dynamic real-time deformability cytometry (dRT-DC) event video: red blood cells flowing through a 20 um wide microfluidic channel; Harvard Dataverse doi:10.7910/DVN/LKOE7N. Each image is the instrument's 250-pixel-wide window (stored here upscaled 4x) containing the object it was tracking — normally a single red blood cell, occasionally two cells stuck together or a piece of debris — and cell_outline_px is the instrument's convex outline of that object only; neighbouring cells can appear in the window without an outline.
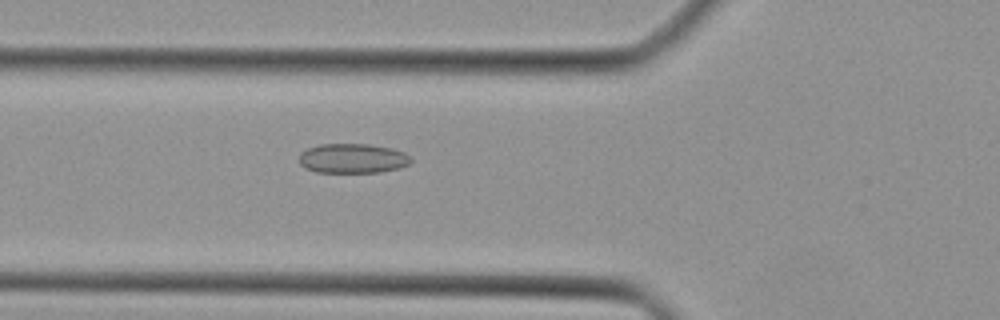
{"species": "Egyptian fruit bat (a non-hibernating species)", "species_latin": "Rousettus aegyptiacus", "temperature_condition": "cold", "stored_images_in_passage": 44, "camera_frame_rate_fps": 3000, "um_per_image_px": 0.085, "animal": {"sex": "female"}, "frame": {"image": 1, "passage_image": 16, "time_ms": 5.0, "image_size_px": [1000, 320], "cell_outline_px": [[412, 160], [408, 164], [400, 168], [376, 172], [316, 172], [304, 168], [300, 164], [300, 152], [308, 148], [320, 144], [368, 144], [392, 148], [404, 152]], "centroid_in_image_um": [29.95, 13.46], "position_along_channel_um": 95.8, "area_um2": 19.25}}
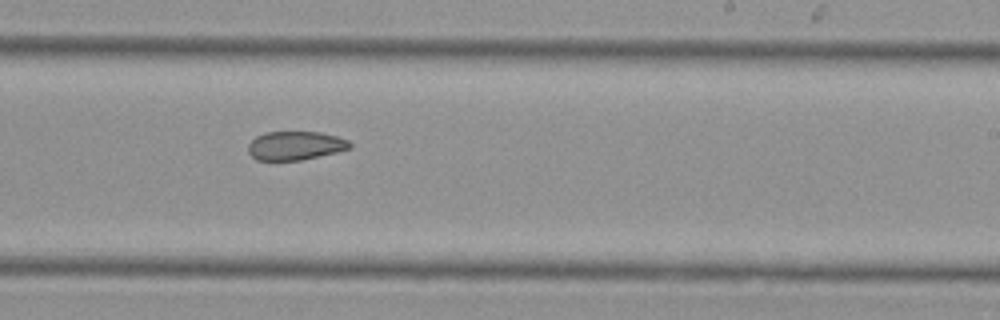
{"frame": {"image": 2, "passage_image": 27, "time_ms": 8.667, "image_size_px": [1000, 320], "cell_outline_px": [[352, 148], [336, 152], [300, 160], [256, 160], [248, 152], [248, 144], [256, 136], [264, 132], [320, 132], [336, 136], [348, 140], [352, 144]], "centroid_in_image_um": [25.09, 12.37], "position_along_channel_um": 263.9, "area_um2": 16.99}}
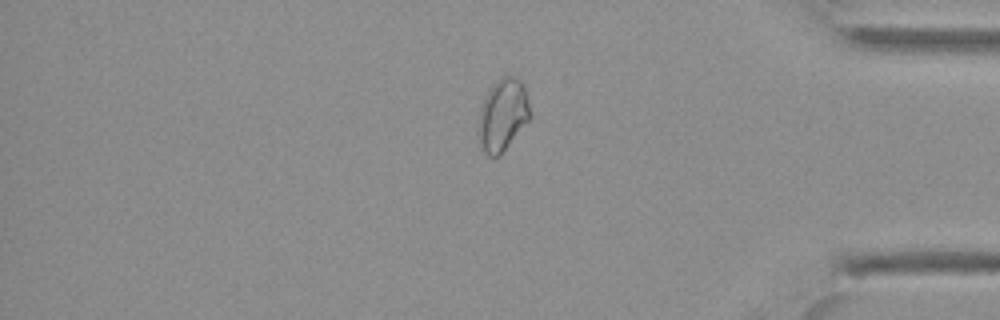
{"frame": {"image": 3, "passage_image": 37, "time_ms": 12.0, "image_size_px": [1000, 320], "cell_outline_px": [[532, 116], [504, 148], [496, 156], [488, 156], [484, 152], [476, 136], [476, 132], [480, 108], [484, 96], [492, 84], [496, 80], [504, 76], [516, 76], [524, 84]], "centroid_in_image_um": [42.7, 9.72], "position_along_channel_um": 392.5, "area_um2": 21.79}}